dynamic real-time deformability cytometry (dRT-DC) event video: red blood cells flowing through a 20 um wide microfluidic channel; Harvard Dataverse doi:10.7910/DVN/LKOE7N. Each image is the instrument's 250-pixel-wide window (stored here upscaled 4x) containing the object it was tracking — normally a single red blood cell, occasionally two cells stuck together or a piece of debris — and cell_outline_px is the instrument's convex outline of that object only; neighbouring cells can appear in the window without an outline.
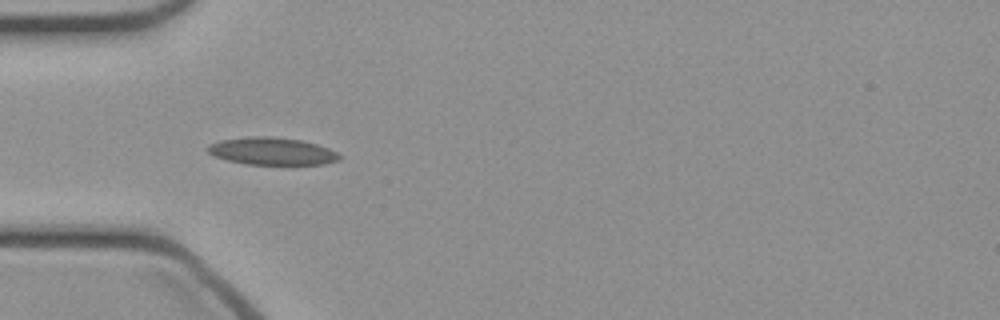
{"species": "common noctule bat (a hibernating species)", "species_latin": "Nyctalus noctula", "temperature_condition": "cold", "stored_images_in_passage": 9, "camera_frame_rate_fps": 3000, "um_per_image_px": 0.085, "animal": {"sex": "female", "body_mass_g": 21.9}, "frame": {"image": 1, "passage_image": 6, "time_ms": 1.667, "image_size_px": [1000, 320], "cell_outline_px": [[340, 160], [324, 164], [248, 164], [228, 160], [216, 156], [208, 152], [204, 148], [208, 144], [220, 140], [252, 136], [272, 136], [300, 140], [316, 144], [328, 148], [336, 152], [340, 156]], "centroid_in_image_um": [23.09, 12.84], "position_along_channel_um": 61.9, "area_um2": 20.92}}